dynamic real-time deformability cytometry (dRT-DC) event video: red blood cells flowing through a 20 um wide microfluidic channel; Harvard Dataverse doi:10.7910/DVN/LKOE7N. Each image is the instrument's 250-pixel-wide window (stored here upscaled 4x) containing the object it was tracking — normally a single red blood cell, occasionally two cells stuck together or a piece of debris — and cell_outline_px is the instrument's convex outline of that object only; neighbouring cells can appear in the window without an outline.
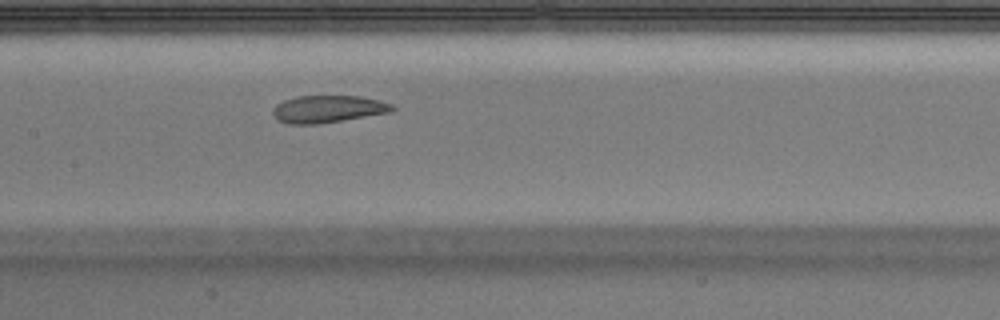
{"species": "Egyptian fruit bat (a non-hibernating species)", "species_latin": "Rousettus aegyptiacus", "temperature_condition": "warm", "stored_images_in_passage": 46, "camera_frame_rate_fps": 3000, "um_per_image_px": 0.085, "animal": {"sex": "male"}, "frame": {"image": 1, "passage_image": 20, "time_ms": 6.333, "image_size_px": [1000, 320], "cell_outline_px": [[396, 108], [392, 112], [320, 124], [288, 124], [276, 120], [272, 112], [276, 104], [284, 100], [296, 96], [360, 96], [392, 104]], "centroid_in_image_um": [27.85, 9.28], "position_along_channel_um": 179.5, "area_um2": 19.07}, "authors_computed_cell_mechanics": {"area_um2": 20.5768, "velocity_mm_per_s": 3.9643, "shape_relaxation_time_tau1_ms": null, "shape_relaxation_time_tau2_ms": 1.9825, "deformation_change_tau1": null, "deformation_change_tau2": 0.0838}}